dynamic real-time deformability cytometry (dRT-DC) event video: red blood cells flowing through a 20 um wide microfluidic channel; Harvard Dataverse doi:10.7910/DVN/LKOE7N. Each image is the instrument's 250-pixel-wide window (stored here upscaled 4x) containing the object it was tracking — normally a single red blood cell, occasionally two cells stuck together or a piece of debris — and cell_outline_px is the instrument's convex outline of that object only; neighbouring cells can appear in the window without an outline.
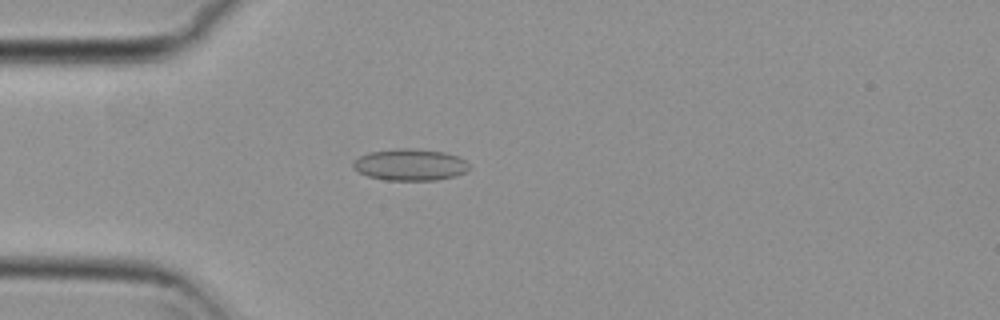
{"species": "common noctule bat (a hibernating species)", "species_latin": "Nyctalus noctula", "temperature_condition": "cold", "stored_images_in_passage": 50, "camera_frame_rate_fps": 3000, "um_per_image_px": 0.085, "animal": {"sex": "female", "body_mass_g": 29.2, "forearm_length_mm": 56.3}, "frame": {"image": 1, "passage_image": 10, "time_ms": 3.0, "image_size_px": [1000, 320], "cell_outline_px": [[468, 168], [464, 172], [456, 176], [436, 180], [384, 180], [368, 176], [360, 172], [352, 164], [360, 156], [368, 152], [400, 148], [404, 148], [444, 152], [456, 156], [464, 160], [468, 164]], "centroid_in_image_um": [34.85, 14.01], "position_along_channel_um": 50.1, "area_um2": 21.04}}
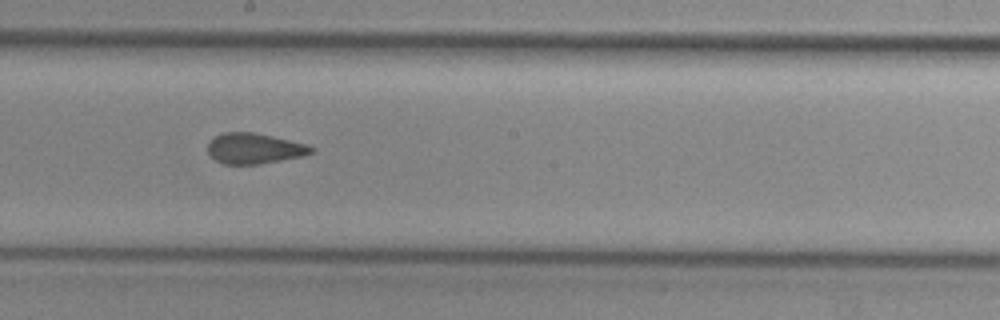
{"frame": {"image": 2, "passage_image": 25, "time_ms": 8.0, "image_size_px": [1000, 320], "cell_outline_px": [[316, 148], [312, 152], [304, 156], [260, 164], [224, 164], [216, 160], [208, 152], [208, 140], [224, 132], [252, 132], [272, 136], [308, 144]], "centroid_in_image_um": [21.64, 12.62], "position_along_channel_um": 226.6, "area_um2": 18.5}}
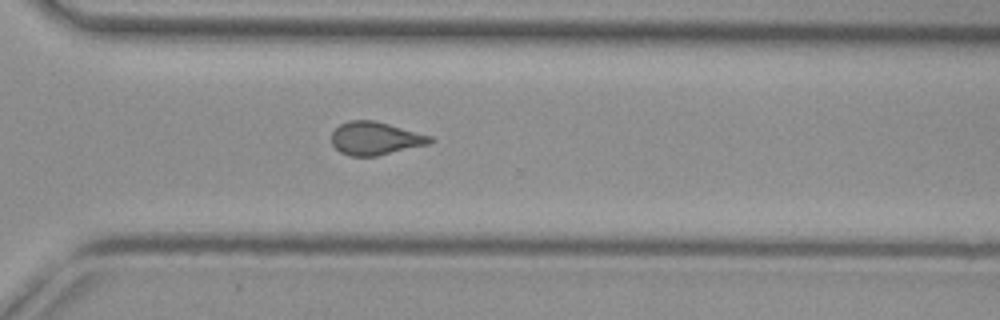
{"frame": {"image": 3, "passage_image": 34, "time_ms": 11.0, "image_size_px": [1000, 320], "cell_outline_px": [[436, 140], [428, 144], [376, 156], [352, 156], [340, 152], [332, 144], [332, 132], [340, 124], [348, 120], [376, 120], [432, 136]], "centroid_in_image_um": [31.91, 11.75], "position_along_channel_um": 338.7, "area_um2": 19.02}, "authors_computed_cell_mechanics": {"area_um2": 19.074, "velocity_mm_per_s": 3.7431, "shape_relaxation_time_tau1_ms": null, "shape_relaxation_time_tau2_ms": 2.242, "deformation_change_tau1": null, "deformation_change_tau2": 0.0921}}